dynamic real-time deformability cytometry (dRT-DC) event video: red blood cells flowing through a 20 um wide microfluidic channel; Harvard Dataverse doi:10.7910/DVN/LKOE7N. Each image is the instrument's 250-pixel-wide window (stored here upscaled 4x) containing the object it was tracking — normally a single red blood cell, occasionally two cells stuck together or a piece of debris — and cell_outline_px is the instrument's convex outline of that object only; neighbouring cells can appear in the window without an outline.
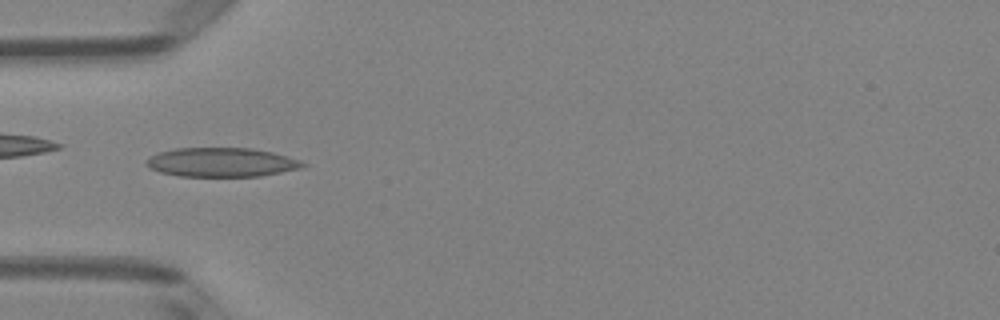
{"species": "Egyptian fruit bat (a non-hibernating species)", "species_latin": "Rousettus aegyptiacus", "temperature_condition": "room temperature", "stored_images_in_passage": 49, "camera_frame_rate_fps": 3000, "um_per_image_px": 0.085, "animal": {"sex": "female"}, "frame": {"image": 1, "passage_image": 15, "time_ms": 4.667, "image_size_px": [1000, 320], "cell_outline_px": [[308, 164], [300, 168], [260, 176], [176, 176], [160, 172], [144, 164], [144, 160], [148, 156], [160, 152], [176, 148], [252, 148], [272, 152], [300, 160]], "centroid_in_image_um": [18.79, 13.79], "position_along_channel_um": 66.2, "area_um2": 26.53}}
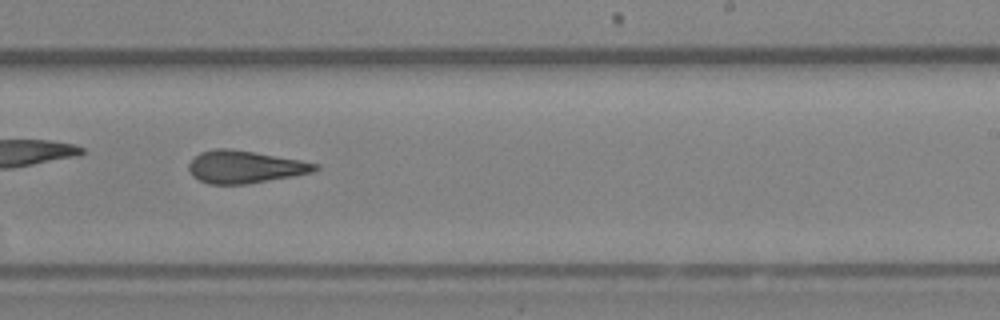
{"frame": {"image": 2, "passage_image": 30, "time_ms": 9.667, "image_size_px": [1000, 320], "cell_outline_px": [[320, 168], [312, 172], [292, 176], [248, 184], [208, 184], [192, 176], [188, 168], [188, 164], [200, 152], [216, 148], [228, 148], [300, 160], [320, 164]], "centroid_in_image_um": [20.8, 14.19], "position_along_channel_um": 268.2, "area_um2": 23.76}}
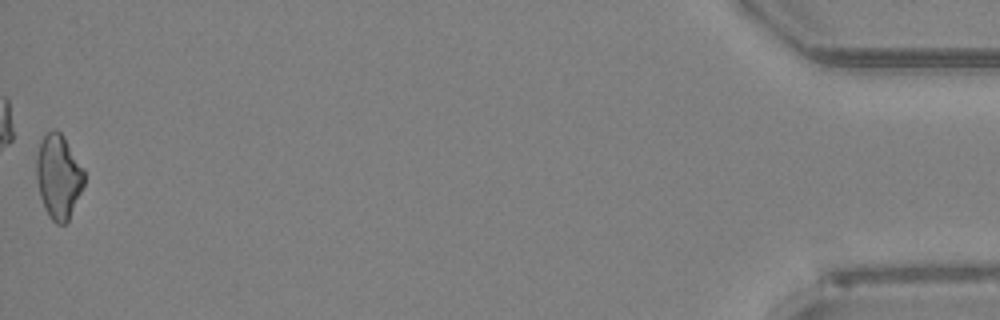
{"frame": {"image": 3, "passage_image": 49, "time_ms": 16.0, "image_size_px": [1000, 320], "cell_outline_px": [[84, 184], [68, 220], [64, 224], [56, 224], [48, 216], [44, 208], [40, 196], [36, 180], [36, 156], [40, 144], [44, 136], [52, 128], [56, 128], [64, 136], [84, 168]], "centroid_in_image_um": [4.96, 14.99], "position_along_channel_um": 430.2, "area_um2": 23.52}, "authors_computed_cell_mechanics": {"area_um2": 24.3916, "velocity_mm_per_s": 4.0558, "shape_relaxation_time_tau1_ms": 6.9458, "shape_relaxation_time_tau2_ms": 2.1721, "deformation_change_tau1": 0.1694, "deformation_change_tau2": 0.1175}}